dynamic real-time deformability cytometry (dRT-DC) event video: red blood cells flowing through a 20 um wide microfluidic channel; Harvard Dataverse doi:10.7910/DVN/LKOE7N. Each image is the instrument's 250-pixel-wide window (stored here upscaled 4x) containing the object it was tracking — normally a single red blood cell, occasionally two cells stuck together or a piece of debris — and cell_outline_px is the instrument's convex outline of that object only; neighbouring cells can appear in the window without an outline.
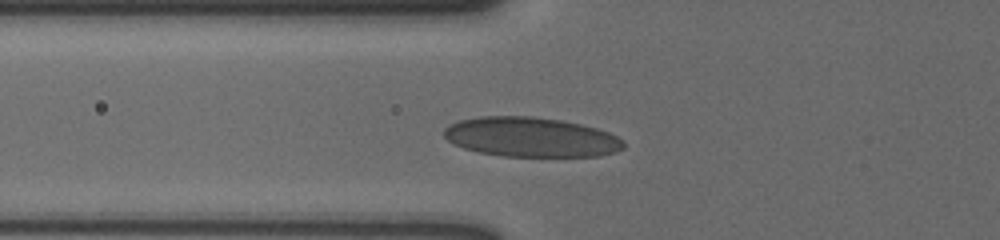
{"species": "human", "species_latin": "Homo sapiens", "temperature_condition": "cold", "stored_images_in_passage": 10, "camera_frame_rate_fps": 3000, "um_per_image_px": 0.085, "donor": {"sex": "male"}, "frame": {"image": 1, "passage_image": 3, "time_ms": 0.667, "image_size_px": [1000, 240], "cell_outline_px": [[624, 148], [616, 152], [600, 156], [504, 156], [476, 152], [464, 148], [448, 140], [444, 136], [444, 128], [448, 124], [460, 120], [480, 116], [532, 116], [560, 120], [580, 124], [596, 128], [608, 132], [624, 140]], "centroid_in_image_um": [45.13, 11.65], "position_along_channel_um": 80.7, "area_um2": 41.56}}
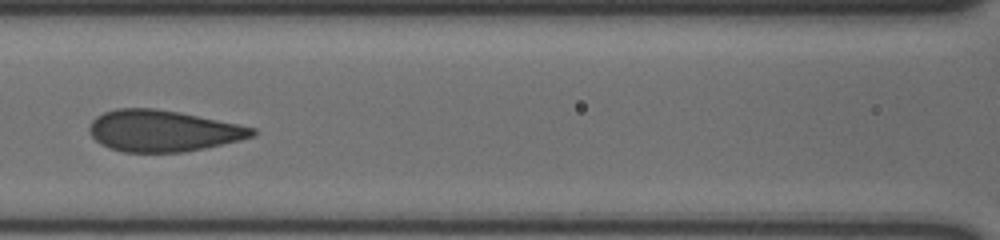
{"frame": {"image": 2, "passage_image": 5, "time_ms": 1.333, "image_size_px": [1000, 240], "cell_outline_px": [[256, 136], [240, 140], [204, 148], [184, 152], [124, 152], [108, 148], [100, 144], [92, 136], [88, 128], [92, 120], [96, 116], [104, 112], [116, 108], [156, 108], [180, 112], [256, 128]], "centroid_in_image_um": [13.83, 11.12], "position_along_channel_um": 152.8, "area_um2": 39.36}}
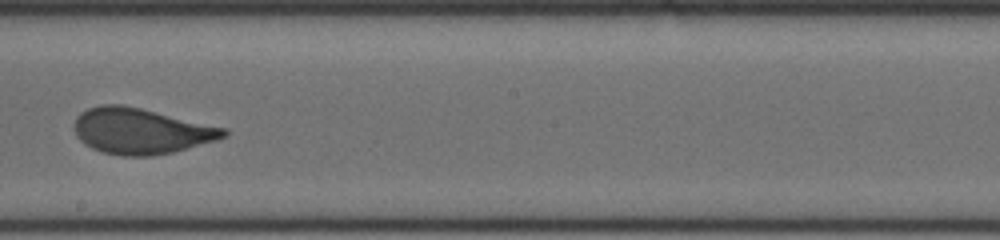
{"frame": {"image": 3, "passage_image": 9, "time_ms": 2.667, "image_size_px": [1000, 240], "cell_outline_px": [[228, 136], [216, 140], [172, 152], [152, 156], [120, 156], [100, 152], [84, 144], [76, 136], [72, 128], [72, 124], [76, 116], [80, 112], [88, 108], [100, 104], [124, 104], [228, 128]], "centroid_in_image_um": [11.94, 11.13], "position_along_channel_um": 236.3, "area_um2": 40.46}}